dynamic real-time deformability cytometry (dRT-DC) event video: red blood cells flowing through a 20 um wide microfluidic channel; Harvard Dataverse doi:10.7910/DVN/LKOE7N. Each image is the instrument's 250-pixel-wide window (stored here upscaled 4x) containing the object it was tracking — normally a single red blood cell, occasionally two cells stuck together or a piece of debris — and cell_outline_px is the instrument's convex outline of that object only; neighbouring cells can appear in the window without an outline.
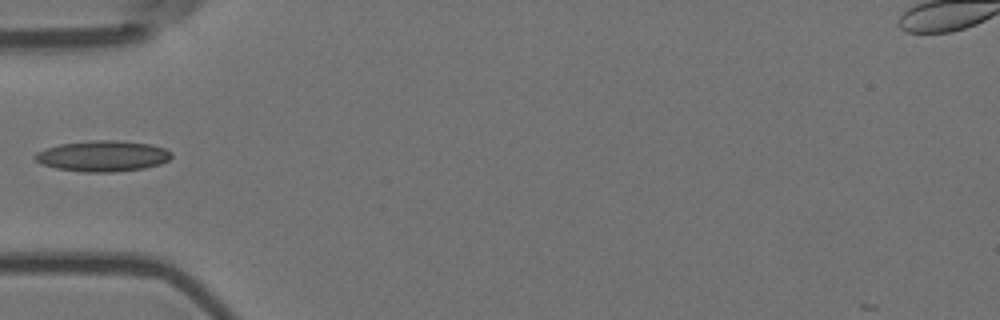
{"species": "Egyptian fruit bat (a non-hibernating species)", "species_latin": "Rousettus aegyptiacus", "temperature_condition": "room temperature", "stored_images_in_passage": 5, "camera_frame_rate_fps": 3000, "um_per_image_px": 0.085, "animal": {"sex": "female"}, "frame": {"image": 1, "passage_image": 4, "time_ms": 1.0, "image_size_px": [1000, 320], "cell_outline_px": [[172, 156], [168, 160], [160, 164], [144, 168], [112, 172], [80, 172], [56, 168], [40, 164], [32, 156], [36, 152], [44, 148], [60, 144], [92, 140], [120, 140], [148, 144], [164, 148], [172, 152]], "centroid_in_image_um": [8.69, 13.26], "position_along_channel_um": 76.3, "area_um2": 24.68}}
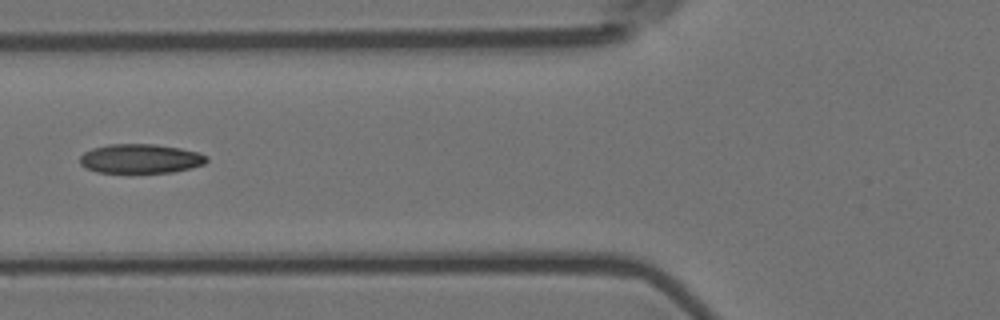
{"frame": {"image": 2, "passage_image": 5, "time_ms": 1.333, "image_size_px": [1000, 320], "cell_outline_px": [[208, 160], [204, 164], [192, 168], [172, 172], [96, 172], [84, 168], [80, 164], [80, 156], [84, 152], [92, 148], [108, 144], [156, 144], [180, 148], [196, 152], [208, 156]], "centroid_in_image_um": [11.92, 13.48], "position_along_channel_um": 113.9, "area_um2": 21.68}}